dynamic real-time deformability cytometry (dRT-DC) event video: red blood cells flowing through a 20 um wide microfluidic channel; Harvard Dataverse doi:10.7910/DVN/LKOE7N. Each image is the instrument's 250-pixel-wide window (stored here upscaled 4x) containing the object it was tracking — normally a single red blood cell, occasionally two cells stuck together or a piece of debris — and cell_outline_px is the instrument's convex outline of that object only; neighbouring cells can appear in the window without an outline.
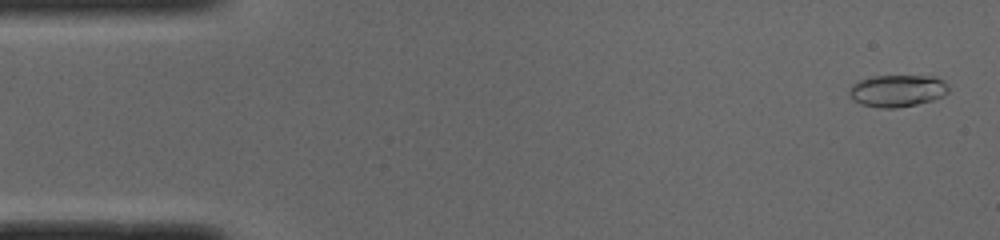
{"species": "common noctule bat (a hibernating species)", "species_latin": "Nyctalus noctula", "temperature_condition": "cold", "stored_images_in_passage": 50, "camera_frame_rate_fps": 3000, "um_per_image_px": 0.085, "animal": {"sex": "male", "body_mass_g": 19.0, "forearm_length_mm": 50.8}, "frame": {"image": 1, "passage_image": 2, "time_ms": 0.333, "image_size_px": [1000, 240], "cell_outline_px": [[948, 92], [944, 96], [932, 100], [916, 104], [896, 108], [880, 108], [860, 104], [852, 100], [848, 92], [852, 84], [860, 80], [872, 76], [936, 76], [944, 80], [948, 84]], "centroid_in_image_um": [76.28, 7.71], "position_along_channel_um": 8.7, "area_um2": 18.73}}
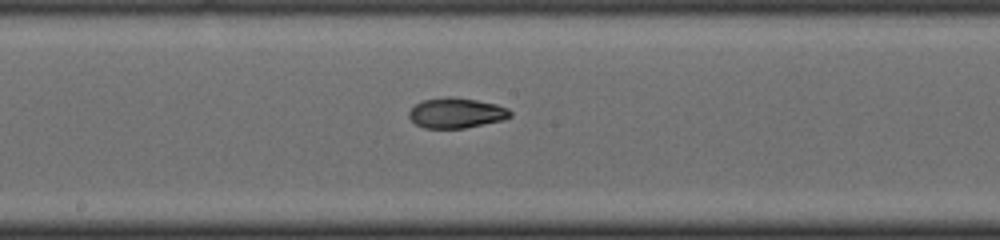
{"frame": {"image": 2, "passage_image": 26, "time_ms": 8.333, "image_size_px": [1000, 240], "cell_outline_px": [[512, 116], [504, 120], [464, 128], [424, 128], [416, 124], [408, 116], [408, 112], [416, 104], [424, 100], [444, 96], [452, 96], [476, 100], [496, 104], [508, 108], [512, 112]], "centroid_in_image_um": [38.8, 9.6], "position_along_channel_um": 209.4, "area_um2": 17.92}}
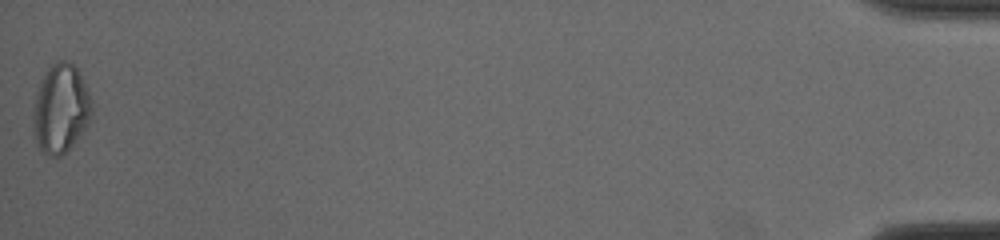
{"frame": {"image": 3, "passage_image": 50, "time_ms": 16.333, "image_size_px": [1000, 240], "cell_outline_px": [[92, 112], [84, 128], [72, 144], [60, 156], [52, 156], [40, 152], [36, 140], [36, 92], [40, 80], [48, 68], [56, 60], [68, 60], [76, 68], [92, 100]], "centroid_in_image_um": [5.18, 9.19], "position_along_channel_um": 430.0, "area_um2": 29.25}, "authors_computed_cell_mechanics": {"area_um2": 18.1781, "velocity_mm_per_s": 4.0187, "shape_relaxation_time_tau1_ms": null, "shape_relaxation_time_tau2_ms": 3.966, "deformation_change_tau1": null, "deformation_change_tau2": 0.0862}}